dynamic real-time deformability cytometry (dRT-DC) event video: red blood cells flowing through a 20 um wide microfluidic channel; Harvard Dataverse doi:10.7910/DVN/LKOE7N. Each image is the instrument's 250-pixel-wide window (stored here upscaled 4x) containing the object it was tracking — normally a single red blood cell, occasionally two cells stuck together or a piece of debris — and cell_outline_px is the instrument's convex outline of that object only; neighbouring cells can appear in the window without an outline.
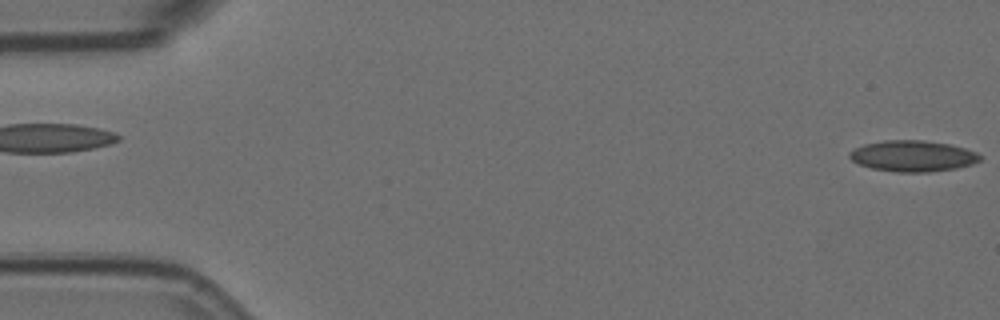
{"species": "Egyptian fruit bat (a non-hibernating species)", "species_latin": "Rousettus aegyptiacus", "temperature_condition": "room temperature", "stored_images_in_passage": 45, "camera_frame_rate_fps": 3000, "um_per_image_px": 0.085, "animal": {"sex": "female"}, "frame": {"image": 1, "passage_image": 1, "time_ms": 0.0, "image_size_px": [1000, 320], "cell_outline_px": [[984, 156], [980, 160], [972, 164], [956, 168], [928, 172], [896, 172], [872, 168], [860, 164], [852, 160], [848, 156], [848, 152], [864, 144], [884, 140], [924, 140], [948, 144], [964, 148], [976, 152]], "centroid_in_image_um": [77.6, 13.26], "position_along_channel_um": 7.4, "area_um2": 23.58}}
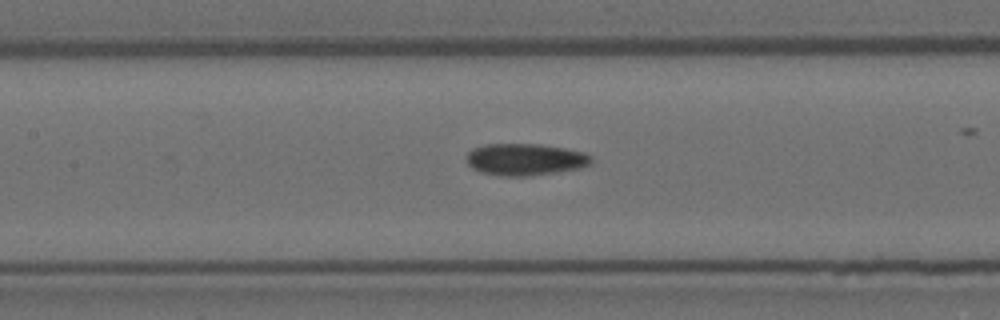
{"frame": {"image": 2, "passage_image": 26, "time_ms": 8.333, "image_size_px": [1000, 320], "cell_outline_px": [[592, 164], [580, 168], [556, 172], [524, 176], [500, 176], [480, 172], [472, 168], [468, 164], [468, 152], [472, 148], [484, 144], [540, 144], [564, 148], [584, 152], [592, 156]], "centroid_in_image_um": [44.65, 13.55], "position_along_channel_um": 162.8, "area_um2": 23.24}}
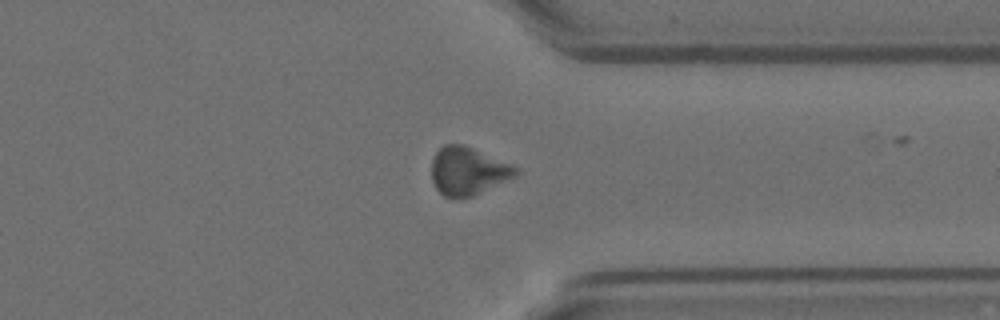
{"frame": {"image": 3, "passage_image": 44, "time_ms": 14.333, "image_size_px": [1000, 320], "cell_outline_px": [[520, 172], [516, 176], [472, 196], [444, 196], [436, 188], [432, 180], [432, 160], [436, 152], [444, 144], [464, 144], [520, 168]], "centroid_in_image_um": [39.79, 14.51], "position_along_channel_um": 371.6, "area_um2": 23.24}}